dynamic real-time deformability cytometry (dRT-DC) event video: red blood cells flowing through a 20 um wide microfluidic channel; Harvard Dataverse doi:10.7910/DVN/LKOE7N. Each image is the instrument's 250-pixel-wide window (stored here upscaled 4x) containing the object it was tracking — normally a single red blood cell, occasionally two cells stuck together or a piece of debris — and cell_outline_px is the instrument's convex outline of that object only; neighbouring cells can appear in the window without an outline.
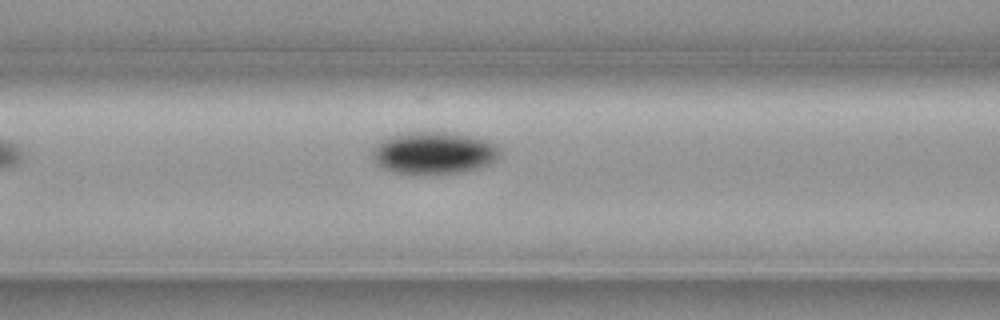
{"species": "common noctule bat (a hibernating species)", "species_latin": "Nyctalus noctula", "temperature_condition": "cold", "stored_images_in_passage": 6, "camera_frame_rate_fps": 3000, "um_per_image_px": 0.085, "animal": {"sex": "female", "body_mass_g": 19.3, "forearm_length_mm": 54.1}, "frame": {"image": 1, "passage_image": 6, "time_ms": 1.667, "image_size_px": [1000, 320], "cell_outline_px": [[504, 152], [496, 160], [488, 164], [476, 168], [460, 172], [396, 172], [384, 168], [376, 164], [372, 156], [372, 148], [380, 140], [388, 136], [404, 132], [452, 132], [488, 140], [496, 144]], "centroid_in_image_um": [36.89, 12.95], "position_along_channel_um": 129.7, "area_um2": 31.21}}